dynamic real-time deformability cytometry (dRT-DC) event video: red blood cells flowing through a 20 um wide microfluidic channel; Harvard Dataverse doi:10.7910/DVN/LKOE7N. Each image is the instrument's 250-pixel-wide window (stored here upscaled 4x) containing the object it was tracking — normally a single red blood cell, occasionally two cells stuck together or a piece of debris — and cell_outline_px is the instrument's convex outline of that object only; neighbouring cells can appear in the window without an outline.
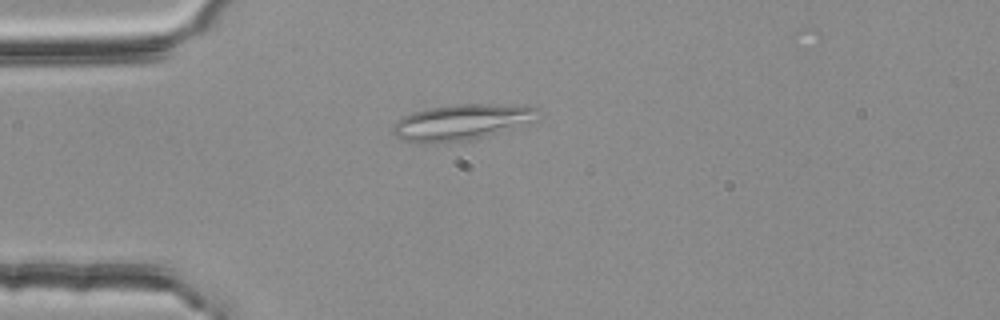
{"species": "common noctule bat (a hibernating species)", "species_latin": "Nyctalus noctula", "temperature_condition": "room temperature", "stored_images_in_passage": 3, "camera_frame_rate_fps": 3000, "um_per_image_px": 0.085, "animal": {"sex": "female", "body_mass_g": 25.1}, "frame": {"image": 1, "passage_image": 3, "time_ms": 0.667, "image_size_px": [1000, 320], "cell_outline_px": [[536, 120], [468, 140], [424, 144], [416, 144], [400, 140], [392, 132], [392, 128], [396, 120], [412, 112], [428, 108], [456, 104], [488, 104], [536, 108]], "centroid_in_image_um": [39.05, 10.4], "position_along_channel_um": 46.0, "area_um2": 29.65}}